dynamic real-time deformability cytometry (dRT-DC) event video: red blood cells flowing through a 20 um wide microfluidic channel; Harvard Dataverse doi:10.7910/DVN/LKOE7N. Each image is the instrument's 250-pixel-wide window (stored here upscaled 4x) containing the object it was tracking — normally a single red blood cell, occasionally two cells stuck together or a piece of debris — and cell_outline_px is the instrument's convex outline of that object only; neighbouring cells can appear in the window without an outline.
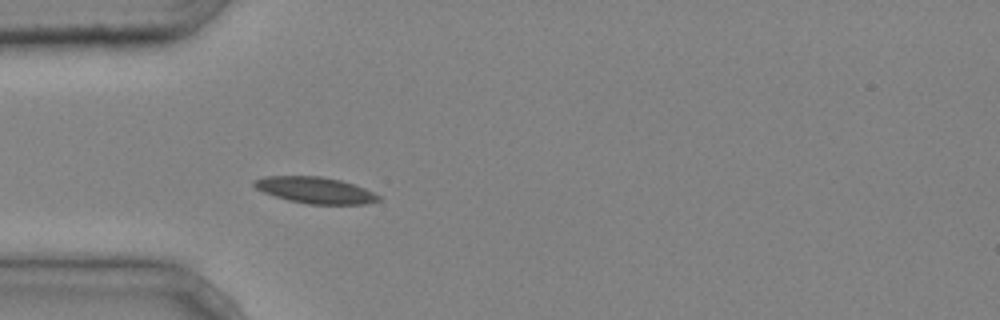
{"species": "common noctule bat (a hibernating species)", "species_latin": "Nyctalus noctula", "temperature_condition": "cold", "stored_images_in_passage": 3, "camera_frame_rate_fps": 3000, "um_per_image_px": 0.085, "animal": {"sex": "male", "body_mass_g": 20.4}, "frame": {"image": 1, "passage_image": 3, "time_ms": 0.667, "image_size_px": [1000, 320], "cell_outline_px": [[380, 200], [364, 204], [308, 204], [288, 200], [264, 192], [256, 188], [252, 184], [252, 180], [264, 176], [320, 176], [340, 180], [364, 188], [380, 196]], "centroid_in_image_um": [26.75, 16.16], "position_along_channel_um": 58.2, "area_um2": 18.96}}